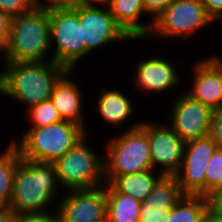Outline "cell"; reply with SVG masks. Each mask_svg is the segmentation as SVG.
I'll return each mask as SVG.
<instances>
[{"label": "cell", "instance_id": "29", "mask_svg": "<svg viewBox=\"0 0 222 222\" xmlns=\"http://www.w3.org/2000/svg\"><path fill=\"white\" fill-rule=\"evenodd\" d=\"M175 0H143L146 15L153 22Z\"/></svg>", "mask_w": 222, "mask_h": 222}, {"label": "cell", "instance_id": "30", "mask_svg": "<svg viewBox=\"0 0 222 222\" xmlns=\"http://www.w3.org/2000/svg\"><path fill=\"white\" fill-rule=\"evenodd\" d=\"M32 1L36 8L47 9V10L54 8H72L75 4L78 3V0H32Z\"/></svg>", "mask_w": 222, "mask_h": 222}, {"label": "cell", "instance_id": "22", "mask_svg": "<svg viewBox=\"0 0 222 222\" xmlns=\"http://www.w3.org/2000/svg\"><path fill=\"white\" fill-rule=\"evenodd\" d=\"M184 195L175 175H163L142 205L172 209Z\"/></svg>", "mask_w": 222, "mask_h": 222}, {"label": "cell", "instance_id": "18", "mask_svg": "<svg viewBox=\"0 0 222 222\" xmlns=\"http://www.w3.org/2000/svg\"><path fill=\"white\" fill-rule=\"evenodd\" d=\"M100 94L96 100V112L109 126L117 128L128 123L134 115V104L127 95L123 94L120 89L105 88L100 89ZM127 121V122H126ZM111 124V125H110Z\"/></svg>", "mask_w": 222, "mask_h": 222}, {"label": "cell", "instance_id": "28", "mask_svg": "<svg viewBox=\"0 0 222 222\" xmlns=\"http://www.w3.org/2000/svg\"><path fill=\"white\" fill-rule=\"evenodd\" d=\"M209 136L222 148V106L212 111Z\"/></svg>", "mask_w": 222, "mask_h": 222}, {"label": "cell", "instance_id": "3", "mask_svg": "<svg viewBox=\"0 0 222 222\" xmlns=\"http://www.w3.org/2000/svg\"><path fill=\"white\" fill-rule=\"evenodd\" d=\"M51 53L49 10L34 7L11 19L3 62H48ZM49 57V59H48Z\"/></svg>", "mask_w": 222, "mask_h": 222}, {"label": "cell", "instance_id": "24", "mask_svg": "<svg viewBox=\"0 0 222 222\" xmlns=\"http://www.w3.org/2000/svg\"><path fill=\"white\" fill-rule=\"evenodd\" d=\"M26 110L30 127H43L63 120L51 100L42 101Z\"/></svg>", "mask_w": 222, "mask_h": 222}, {"label": "cell", "instance_id": "23", "mask_svg": "<svg viewBox=\"0 0 222 222\" xmlns=\"http://www.w3.org/2000/svg\"><path fill=\"white\" fill-rule=\"evenodd\" d=\"M21 154L15 147L2 161H0V203L7 207L11 202L14 174Z\"/></svg>", "mask_w": 222, "mask_h": 222}, {"label": "cell", "instance_id": "32", "mask_svg": "<svg viewBox=\"0 0 222 222\" xmlns=\"http://www.w3.org/2000/svg\"><path fill=\"white\" fill-rule=\"evenodd\" d=\"M202 4L205 6L207 14L215 22L222 23V0H201Z\"/></svg>", "mask_w": 222, "mask_h": 222}, {"label": "cell", "instance_id": "17", "mask_svg": "<svg viewBox=\"0 0 222 222\" xmlns=\"http://www.w3.org/2000/svg\"><path fill=\"white\" fill-rule=\"evenodd\" d=\"M107 5L117 23L133 41H142L151 32L153 22L142 21V17L146 16L143 0H110Z\"/></svg>", "mask_w": 222, "mask_h": 222}, {"label": "cell", "instance_id": "5", "mask_svg": "<svg viewBox=\"0 0 222 222\" xmlns=\"http://www.w3.org/2000/svg\"><path fill=\"white\" fill-rule=\"evenodd\" d=\"M86 135L84 127L62 120L43 127H27L15 141L22 158L55 163Z\"/></svg>", "mask_w": 222, "mask_h": 222}, {"label": "cell", "instance_id": "9", "mask_svg": "<svg viewBox=\"0 0 222 222\" xmlns=\"http://www.w3.org/2000/svg\"><path fill=\"white\" fill-rule=\"evenodd\" d=\"M72 8L82 26L85 57L110 43L133 40L117 23L108 5L77 3Z\"/></svg>", "mask_w": 222, "mask_h": 222}, {"label": "cell", "instance_id": "21", "mask_svg": "<svg viewBox=\"0 0 222 222\" xmlns=\"http://www.w3.org/2000/svg\"><path fill=\"white\" fill-rule=\"evenodd\" d=\"M209 210V198L204 195H184L168 211L167 222H204Z\"/></svg>", "mask_w": 222, "mask_h": 222}, {"label": "cell", "instance_id": "36", "mask_svg": "<svg viewBox=\"0 0 222 222\" xmlns=\"http://www.w3.org/2000/svg\"><path fill=\"white\" fill-rule=\"evenodd\" d=\"M205 220L207 222H222V215L214 213L210 208L207 211Z\"/></svg>", "mask_w": 222, "mask_h": 222}, {"label": "cell", "instance_id": "19", "mask_svg": "<svg viewBox=\"0 0 222 222\" xmlns=\"http://www.w3.org/2000/svg\"><path fill=\"white\" fill-rule=\"evenodd\" d=\"M145 170L117 176L110 184L122 194L129 195L139 202H143L153 191L158 180L163 176L158 170ZM155 174V175H154Z\"/></svg>", "mask_w": 222, "mask_h": 222}, {"label": "cell", "instance_id": "15", "mask_svg": "<svg viewBox=\"0 0 222 222\" xmlns=\"http://www.w3.org/2000/svg\"><path fill=\"white\" fill-rule=\"evenodd\" d=\"M163 57V58H162ZM161 56H148L147 58H138L137 64L135 66V86L138 88L140 93L144 91L146 94H155L166 92L169 89L177 87L181 82L180 73L175 68L174 63ZM149 92V93H148Z\"/></svg>", "mask_w": 222, "mask_h": 222}, {"label": "cell", "instance_id": "37", "mask_svg": "<svg viewBox=\"0 0 222 222\" xmlns=\"http://www.w3.org/2000/svg\"><path fill=\"white\" fill-rule=\"evenodd\" d=\"M16 147V141L12 140L6 146V148L0 152V161H2L14 148Z\"/></svg>", "mask_w": 222, "mask_h": 222}, {"label": "cell", "instance_id": "34", "mask_svg": "<svg viewBox=\"0 0 222 222\" xmlns=\"http://www.w3.org/2000/svg\"><path fill=\"white\" fill-rule=\"evenodd\" d=\"M208 198L209 208L214 213L222 215V187L217 188Z\"/></svg>", "mask_w": 222, "mask_h": 222}, {"label": "cell", "instance_id": "8", "mask_svg": "<svg viewBox=\"0 0 222 222\" xmlns=\"http://www.w3.org/2000/svg\"><path fill=\"white\" fill-rule=\"evenodd\" d=\"M49 21L52 61L74 71L85 58L79 16L73 8H54L49 10Z\"/></svg>", "mask_w": 222, "mask_h": 222}, {"label": "cell", "instance_id": "7", "mask_svg": "<svg viewBox=\"0 0 222 222\" xmlns=\"http://www.w3.org/2000/svg\"><path fill=\"white\" fill-rule=\"evenodd\" d=\"M213 22L201 0H175L156 17L146 38H166L173 43L186 41Z\"/></svg>", "mask_w": 222, "mask_h": 222}, {"label": "cell", "instance_id": "27", "mask_svg": "<svg viewBox=\"0 0 222 222\" xmlns=\"http://www.w3.org/2000/svg\"><path fill=\"white\" fill-rule=\"evenodd\" d=\"M171 209H158L148 205H142L139 222H167L168 211Z\"/></svg>", "mask_w": 222, "mask_h": 222}, {"label": "cell", "instance_id": "4", "mask_svg": "<svg viewBox=\"0 0 222 222\" xmlns=\"http://www.w3.org/2000/svg\"><path fill=\"white\" fill-rule=\"evenodd\" d=\"M104 177L110 184L117 176L151 170L148 120L132 123L131 128L105 143ZM108 157V158H107Z\"/></svg>", "mask_w": 222, "mask_h": 222}, {"label": "cell", "instance_id": "38", "mask_svg": "<svg viewBox=\"0 0 222 222\" xmlns=\"http://www.w3.org/2000/svg\"><path fill=\"white\" fill-rule=\"evenodd\" d=\"M110 0H78V3L107 5Z\"/></svg>", "mask_w": 222, "mask_h": 222}, {"label": "cell", "instance_id": "20", "mask_svg": "<svg viewBox=\"0 0 222 222\" xmlns=\"http://www.w3.org/2000/svg\"><path fill=\"white\" fill-rule=\"evenodd\" d=\"M106 222H139L142 203L106 183Z\"/></svg>", "mask_w": 222, "mask_h": 222}, {"label": "cell", "instance_id": "31", "mask_svg": "<svg viewBox=\"0 0 222 222\" xmlns=\"http://www.w3.org/2000/svg\"><path fill=\"white\" fill-rule=\"evenodd\" d=\"M11 19L9 14L0 10V53L6 47L9 38Z\"/></svg>", "mask_w": 222, "mask_h": 222}, {"label": "cell", "instance_id": "39", "mask_svg": "<svg viewBox=\"0 0 222 222\" xmlns=\"http://www.w3.org/2000/svg\"><path fill=\"white\" fill-rule=\"evenodd\" d=\"M5 207L0 203V211H2Z\"/></svg>", "mask_w": 222, "mask_h": 222}, {"label": "cell", "instance_id": "14", "mask_svg": "<svg viewBox=\"0 0 222 222\" xmlns=\"http://www.w3.org/2000/svg\"><path fill=\"white\" fill-rule=\"evenodd\" d=\"M193 62L192 84L187 93L209 108L222 106V58L212 55Z\"/></svg>", "mask_w": 222, "mask_h": 222}, {"label": "cell", "instance_id": "2", "mask_svg": "<svg viewBox=\"0 0 222 222\" xmlns=\"http://www.w3.org/2000/svg\"><path fill=\"white\" fill-rule=\"evenodd\" d=\"M0 71V94L26 108L50 100L55 85L69 71L54 62H4Z\"/></svg>", "mask_w": 222, "mask_h": 222}, {"label": "cell", "instance_id": "25", "mask_svg": "<svg viewBox=\"0 0 222 222\" xmlns=\"http://www.w3.org/2000/svg\"><path fill=\"white\" fill-rule=\"evenodd\" d=\"M219 187H222V148L216 149L208 163L205 177V196L208 197Z\"/></svg>", "mask_w": 222, "mask_h": 222}, {"label": "cell", "instance_id": "6", "mask_svg": "<svg viewBox=\"0 0 222 222\" xmlns=\"http://www.w3.org/2000/svg\"><path fill=\"white\" fill-rule=\"evenodd\" d=\"M88 135L54 163L63 191L91 189L105 184L104 155L100 156L93 149Z\"/></svg>", "mask_w": 222, "mask_h": 222}, {"label": "cell", "instance_id": "33", "mask_svg": "<svg viewBox=\"0 0 222 222\" xmlns=\"http://www.w3.org/2000/svg\"><path fill=\"white\" fill-rule=\"evenodd\" d=\"M20 222H59L58 216L55 212L53 213H40L37 215H29L20 217Z\"/></svg>", "mask_w": 222, "mask_h": 222}, {"label": "cell", "instance_id": "35", "mask_svg": "<svg viewBox=\"0 0 222 222\" xmlns=\"http://www.w3.org/2000/svg\"><path fill=\"white\" fill-rule=\"evenodd\" d=\"M0 222H20V216H17L12 210L5 207L0 211Z\"/></svg>", "mask_w": 222, "mask_h": 222}, {"label": "cell", "instance_id": "11", "mask_svg": "<svg viewBox=\"0 0 222 222\" xmlns=\"http://www.w3.org/2000/svg\"><path fill=\"white\" fill-rule=\"evenodd\" d=\"M180 93L169 107L167 124L185 142L208 136L213 110L186 90Z\"/></svg>", "mask_w": 222, "mask_h": 222}, {"label": "cell", "instance_id": "12", "mask_svg": "<svg viewBox=\"0 0 222 222\" xmlns=\"http://www.w3.org/2000/svg\"><path fill=\"white\" fill-rule=\"evenodd\" d=\"M217 148L209 135L186 142L181 167L175 174L185 195L205 196L206 169Z\"/></svg>", "mask_w": 222, "mask_h": 222}, {"label": "cell", "instance_id": "13", "mask_svg": "<svg viewBox=\"0 0 222 222\" xmlns=\"http://www.w3.org/2000/svg\"><path fill=\"white\" fill-rule=\"evenodd\" d=\"M148 141L152 168H161L163 175H175L181 167L186 142L167 123L155 121L148 122Z\"/></svg>", "mask_w": 222, "mask_h": 222}, {"label": "cell", "instance_id": "1", "mask_svg": "<svg viewBox=\"0 0 222 222\" xmlns=\"http://www.w3.org/2000/svg\"><path fill=\"white\" fill-rule=\"evenodd\" d=\"M60 188L54 163L21 157L14 174L11 202L6 208L20 217L51 213L56 198L63 195Z\"/></svg>", "mask_w": 222, "mask_h": 222}, {"label": "cell", "instance_id": "10", "mask_svg": "<svg viewBox=\"0 0 222 222\" xmlns=\"http://www.w3.org/2000/svg\"><path fill=\"white\" fill-rule=\"evenodd\" d=\"M56 200L59 222H106V183L91 189L67 190Z\"/></svg>", "mask_w": 222, "mask_h": 222}, {"label": "cell", "instance_id": "16", "mask_svg": "<svg viewBox=\"0 0 222 222\" xmlns=\"http://www.w3.org/2000/svg\"><path fill=\"white\" fill-rule=\"evenodd\" d=\"M74 71L69 70L55 85L50 97L63 120L76 123L86 129L88 134L87 118L84 117V101L80 83L74 80ZM86 119V120H85Z\"/></svg>", "mask_w": 222, "mask_h": 222}, {"label": "cell", "instance_id": "26", "mask_svg": "<svg viewBox=\"0 0 222 222\" xmlns=\"http://www.w3.org/2000/svg\"><path fill=\"white\" fill-rule=\"evenodd\" d=\"M34 7L32 0H0V10L11 17L27 13Z\"/></svg>", "mask_w": 222, "mask_h": 222}]
</instances>
